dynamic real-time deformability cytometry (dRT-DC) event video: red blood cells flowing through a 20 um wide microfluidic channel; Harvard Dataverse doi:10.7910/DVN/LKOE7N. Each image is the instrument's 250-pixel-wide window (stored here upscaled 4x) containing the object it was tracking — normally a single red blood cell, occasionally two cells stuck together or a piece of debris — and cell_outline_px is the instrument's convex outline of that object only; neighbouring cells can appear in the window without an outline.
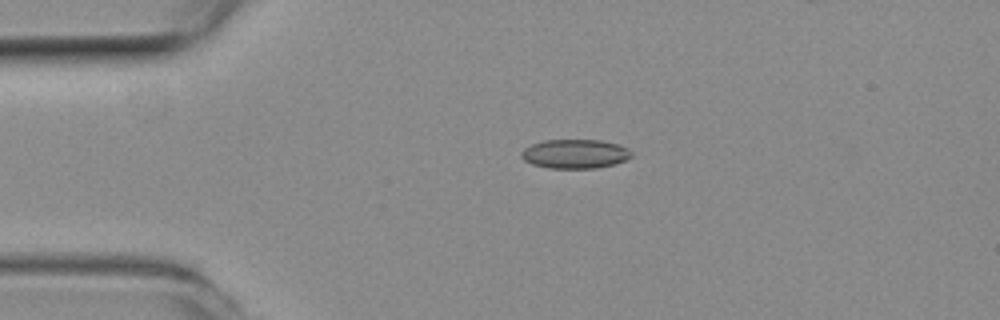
{"species": "common noctule bat (a hibernating species)", "species_latin": "Nyctalus noctula", "temperature_condition": "room temperature", "stored_images_in_passage": 32, "camera_frame_rate_fps": 3000, "um_per_image_px": 0.085, "animal": {"sex": "female", "body_mass_g": 19.3, "forearm_length_mm": 54.1}, "frame": {"image": 1, "passage_image": 1, "time_ms": 0.0, "image_size_px": [1000, 320], "cell_outline_px": [[632, 156], [616, 164], [596, 168], [548, 168], [532, 164], [524, 160], [520, 156], [520, 152], [524, 148], [532, 144], [544, 140], [600, 140], [620, 144], [628, 148], [632, 152]], "centroid_in_image_um": [48.88, 13.08], "position_along_channel_um": 36.1, "area_um2": 18.84}}
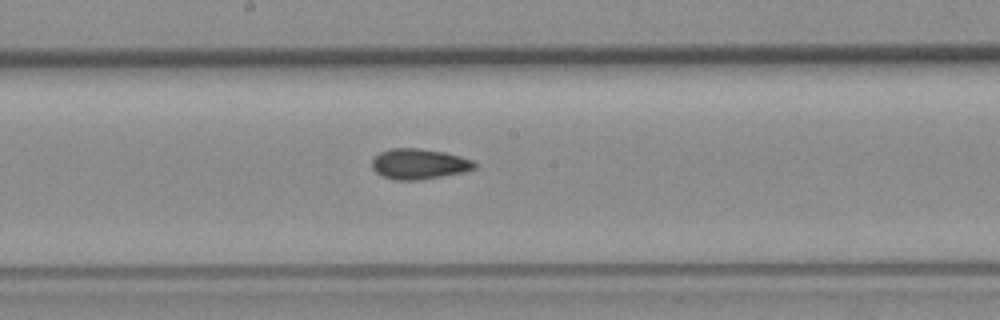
{"frame": {"image": 2, "passage_image": 18, "time_ms": 5.667, "image_size_px": [1000, 320], "cell_outline_px": [[476, 168], [464, 172], [420, 180], [392, 180], [380, 176], [372, 168], [372, 160], [380, 152], [388, 148], [420, 148], [444, 152], [460, 156], [472, 160], [476, 164]], "centroid_in_image_um": [35.59, 13.94], "position_along_channel_um": 212.6, "area_um2": 18.38}}
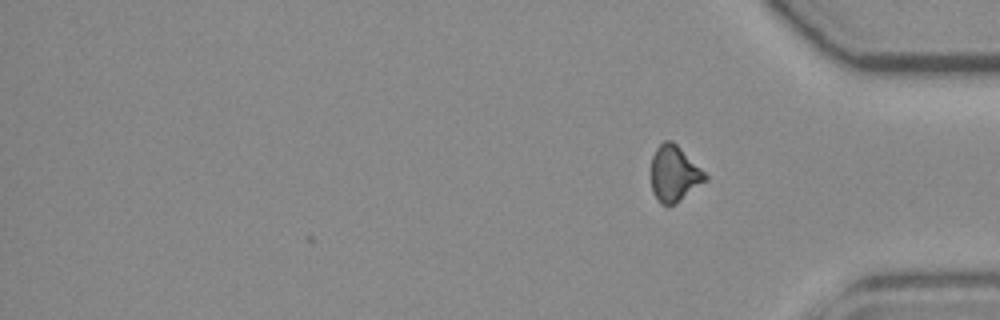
{"frame": {"image": 3, "passage_image": 32, "time_ms": 10.333, "image_size_px": [1000, 320], "cell_outline_px": [[708, 180], [676, 204], [668, 208], [660, 204], [656, 200], [652, 192], [652, 156], [656, 148], [664, 140], [672, 140], [708, 176]], "centroid_in_image_um": [57.3, 14.82], "position_along_channel_um": 377.9, "area_um2": 17.8}, "authors_computed_cell_mechanics": {"area_um2": 18.1492, "velocity_mm_per_s": 3.7104, "shape_relaxation_time_tau1_ms": null, "shape_relaxation_time_tau2_ms": 3.655, "deformation_change_tau1": null, "deformation_change_tau2": 0.0958}}